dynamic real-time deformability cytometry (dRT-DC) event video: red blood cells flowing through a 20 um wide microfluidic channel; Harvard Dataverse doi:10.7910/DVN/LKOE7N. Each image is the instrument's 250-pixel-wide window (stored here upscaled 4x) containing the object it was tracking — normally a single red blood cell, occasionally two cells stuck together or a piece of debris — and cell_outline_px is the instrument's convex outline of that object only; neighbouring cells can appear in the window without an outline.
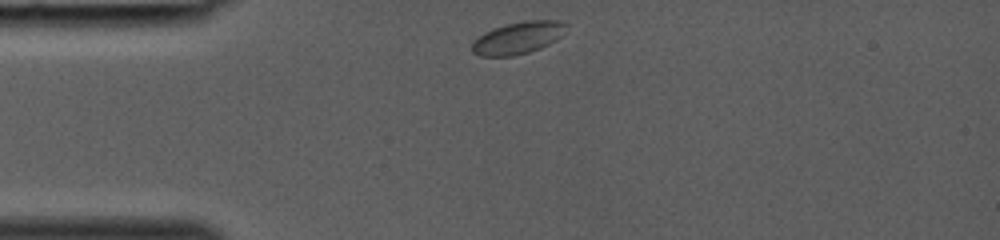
{"species": "common noctule bat (a hibernating species)", "species_latin": "Nyctalus noctula", "temperature_condition": "room temperature", "stored_images_in_passage": 27, "camera_frame_rate_fps": 3000, "um_per_image_px": 0.085, "animal": {"sex": "female", "body_mass_g": 19.0, "forearm_length_mm": 53.3}, "frame": {"image": 1, "passage_image": 1, "time_ms": 0.0, "image_size_px": [1000, 240], "cell_outline_px": [[568, 24], [560, 36], [556, 40], [540, 48], [528, 52], [512, 56], [480, 56], [472, 52], [472, 44], [484, 32], [508, 24], [524, 20], [560, 20]], "centroid_in_image_um": [44.05, 3.21], "position_along_channel_um": 40.9, "area_um2": 17.4}}
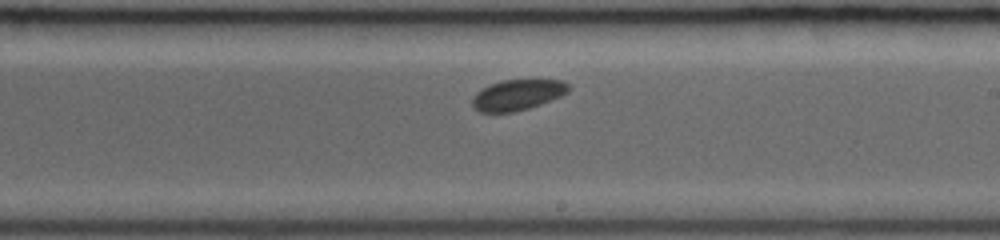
{"frame": {"image": 2, "passage_image": 15, "time_ms": 4.667, "image_size_px": [1000, 240], "cell_outline_px": [[568, 92], [560, 96], [540, 104], [528, 108], [512, 112], [480, 112], [472, 108], [472, 96], [476, 92], [500, 80], [564, 80], [568, 84]], "centroid_in_image_um": [43.95, 8.07], "position_along_channel_um": 245.0, "area_um2": 17.05}}
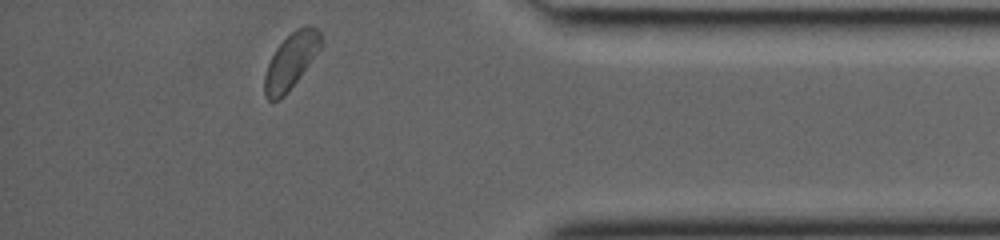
{"frame": {"image": 3, "passage_image": 26, "time_ms": 8.333, "image_size_px": [1000, 240], "cell_outline_px": [[320, 48], [288, 92], [280, 100], [268, 100], [264, 96], [264, 76], [268, 64], [276, 48], [296, 28], [316, 28], [320, 32]], "centroid_in_image_um": [24.67, 5.25], "position_along_channel_um": 410.5, "area_um2": 17.57}}